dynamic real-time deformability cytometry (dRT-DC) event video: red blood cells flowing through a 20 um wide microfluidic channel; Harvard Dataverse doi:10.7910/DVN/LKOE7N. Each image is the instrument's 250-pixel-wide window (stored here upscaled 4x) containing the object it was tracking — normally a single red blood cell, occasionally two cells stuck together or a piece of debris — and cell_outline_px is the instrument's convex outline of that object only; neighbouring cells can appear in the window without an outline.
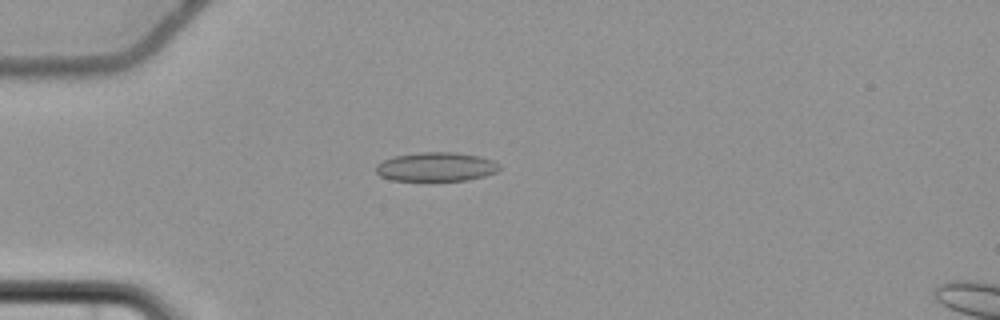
{"species": "common noctule bat (a hibernating species)", "species_latin": "Nyctalus noctula", "temperature_condition": "cold", "stored_images_in_passage": 6, "camera_frame_rate_fps": 3000, "um_per_image_px": 0.085, "animal": {"sex": "female", "body_mass_g": 22.7, "forearm_length_mm": 54.2}, "frame": {"image": 1, "passage_image": 4, "time_ms": 3.667, "image_size_px": [1000, 320], "cell_outline_px": [[500, 168], [496, 172], [484, 176], [468, 180], [432, 184], [392, 180], [380, 176], [376, 172], [376, 164], [392, 156], [420, 152], [456, 152], [480, 156], [492, 160], [500, 164]], "centroid_in_image_um": [37.05, 14.23], "position_along_channel_um": 48.0, "area_um2": 22.02}}
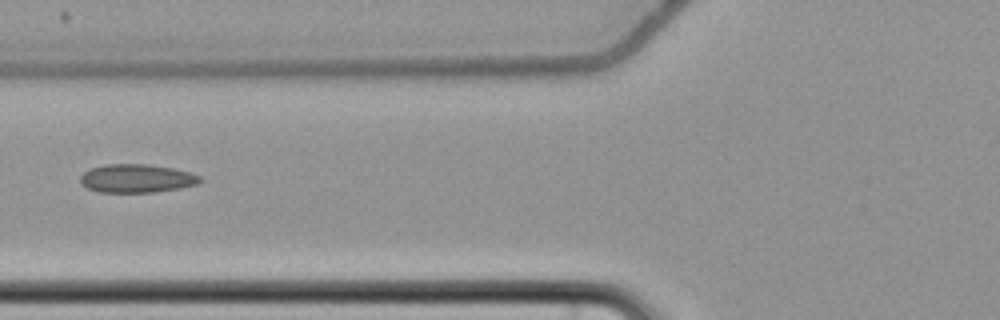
{"frame": {"image": 2, "passage_image": 6, "time_ms": 6.0, "image_size_px": [1000, 320], "cell_outline_px": [[204, 180], [196, 184], [180, 188], [156, 192], [100, 192], [88, 188], [80, 184], [80, 176], [84, 172], [92, 168], [104, 164], [148, 164], [172, 168], [192, 172], [200, 176]], "centroid_in_image_um": [11.63, 15.16], "position_along_channel_um": 114.2, "area_um2": 19.94}}